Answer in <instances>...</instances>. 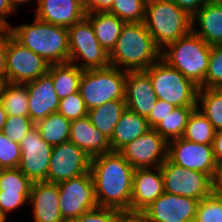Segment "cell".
<instances>
[{"mask_svg": "<svg viewBox=\"0 0 222 222\" xmlns=\"http://www.w3.org/2000/svg\"><path fill=\"white\" fill-rule=\"evenodd\" d=\"M199 88H222V45L211 46L208 70Z\"/></svg>", "mask_w": 222, "mask_h": 222, "instance_id": "36", "label": "cell"}, {"mask_svg": "<svg viewBox=\"0 0 222 222\" xmlns=\"http://www.w3.org/2000/svg\"><path fill=\"white\" fill-rule=\"evenodd\" d=\"M199 200L163 193L143 211L149 222H194Z\"/></svg>", "mask_w": 222, "mask_h": 222, "instance_id": "16", "label": "cell"}, {"mask_svg": "<svg viewBox=\"0 0 222 222\" xmlns=\"http://www.w3.org/2000/svg\"><path fill=\"white\" fill-rule=\"evenodd\" d=\"M197 109L213 125L215 131L222 130V88H199Z\"/></svg>", "mask_w": 222, "mask_h": 222, "instance_id": "30", "label": "cell"}, {"mask_svg": "<svg viewBox=\"0 0 222 222\" xmlns=\"http://www.w3.org/2000/svg\"><path fill=\"white\" fill-rule=\"evenodd\" d=\"M211 46L192 30L161 50V59L198 87L208 70Z\"/></svg>", "mask_w": 222, "mask_h": 222, "instance_id": "4", "label": "cell"}, {"mask_svg": "<svg viewBox=\"0 0 222 222\" xmlns=\"http://www.w3.org/2000/svg\"><path fill=\"white\" fill-rule=\"evenodd\" d=\"M13 13L16 11L11 7L9 0H0V28L8 29L11 26L6 19Z\"/></svg>", "mask_w": 222, "mask_h": 222, "instance_id": "46", "label": "cell"}, {"mask_svg": "<svg viewBox=\"0 0 222 222\" xmlns=\"http://www.w3.org/2000/svg\"><path fill=\"white\" fill-rule=\"evenodd\" d=\"M25 84L28 90L29 117L34 123L58 111L60 99L48 72Z\"/></svg>", "mask_w": 222, "mask_h": 222, "instance_id": "19", "label": "cell"}, {"mask_svg": "<svg viewBox=\"0 0 222 222\" xmlns=\"http://www.w3.org/2000/svg\"><path fill=\"white\" fill-rule=\"evenodd\" d=\"M213 155L215 160L222 158V130L216 131L213 140Z\"/></svg>", "mask_w": 222, "mask_h": 222, "instance_id": "48", "label": "cell"}, {"mask_svg": "<svg viewBox=\"0 0 222 222\" xmlns=\"http://www.w3.org/2000/svg\"><path fill=\"white\" fill-rule=\"evenodd\" d=\"M32 1L33 0H9V3L11 5V7L17 12V10H18V8L21 4L26 5V4H29V2H32ZM34 1H36V0H34Z\"/></svg>", "mask_w": 222, "mask_h": 222, "instance_id": "51", "label": "cell"}, {"mask_svg": "<svg viewBox=\"0 0 222 222\" xmlns=\"http://www.w3.org/2000/svg\"><path fill=\"white\" fill-rule=\"evenodd\" d=\"M32 183L18 168L0 172V193L30 194Z\"/></svg>", "mask_w": 222, "mask_h": 222, "instance_id": "33", "label": "cell"}, {"mask_svg": "<svg viewBox=\"0 0 222 222\" xmlns=\"http://www.w3.org/2000/svg\"><path fill=\"white\" fill-rule=\"evenodd\" d=\"M54 83V88L59 99L79 92L80 80L83 70L70 62L51 64L48 68Z\"/></svg>", "mask_w": 222, "mask_h": 222, "instance_id": "27", "label": "cell"}, {"mask_svg": "<svg viewBox=\"0 0 222 222\" xmlns=\"http://www.w3.org/2000/svg\"><path fill=\"white\" fill-rule=\"evenodd\" d=\"M161 59V49L142 22L125 23L114 49L110 65L124 71H145Z\"/></svg>", "mask_w": 222, "mask_h": 222, "instance_id": "2", "label": "cell"}, {"mask_svg": "<svg viewBox=\"0 0 222 222\" xmlns=\"http://www.w3.org/2000/svg\"><path fill=\"white\" fill-rule=\"evenodd\" d=\"M59 201L58 184L33 182L28 201L33 208V222H65L59 210Z\"/></svg>", "mask_w": 222, "mask_h": 222, "instance_id": "21", "label": "cell"}, {"mask_svg": "<svg viewBox=\"0 0 222 222\" xmlns=\"http://www.w3.org/2000/svg\"><path fill=\"white\" fill-rule=\"evenodd\" d=\"M213 184L216 190L222 187V158L216 161V170L213 176Z\"/></svg>", "mask_w": 222, "mask_h": 222, "instance_id": "49", "label": "cell"}, {"mask_svg": "<svg viewBox=\"0 0 222 222\" xmlns=\"http://www.w3.org/2000/svg\"><path fill=\"white\" fill-rule=\"evenodd\" d=\"M95 199L99 207L130 209L135 169L119 151L91 158Z\"/></svg>", "mask_w": 222, "mask_h": 222, "instance_id": "1", "label": "cell"}, {"mask_svg": "<svg viewBox=\"0 0 222 222\" xmlns=\"http://www.w3.org/2000/svg\"><path fill=\"white\" fill-rule=\"evenodd\" d=\"M85 18L91 23L99 44L110 54L125 22L108 11L86 13Z\"/></svg>", "mask_w": 222, "mask_h": 222, "instance_id": "25", "label": "cell"}, {"mask_svg": "<svg viewBox=\"0 0 222 222\" xmlns=\"http://www.w3.org/2000/svg\"><path fill=\"white\" fill-rule=\"evenodd\" d=\"M145 72L149 75L157 99L175 107H197L199 87L162 59Z\"/></svg>", "mask_w": 222, "mask_h": 222, "instance_id": "7", "label": "cell"}, {"mask_svg": "<svg viewBox=\"0 0 222 222\" xmlns=\"http://www.w3.org/2000/svg\"><path fill=\"white\" fill-rule=\"evenodd\" d=\"M113 2L114 0H84L85 12H107L113 5Z\"/></svg>", "mask_w": 222, "mask_h": 222, "instance_id": "45", "label": "cell"}, {"mask_svg": "<svg viewBox=\"0 0 222 222\" xmlns=\"http://www.w3.org/2000/svg\"><path fill=\"white\" fill-rule=\"evenodd\" d=\"M28 101L26 84L3 82L0 89V102L7 116L29 117Z\"/></svg>", "mask_w": 222, "mask_h": 222, "instance_id": "28", "label": "cell"}, {"mask_svg": "<svg viewBox=\"0 0 222 222\" xmlns=\"http://www.w3.org/2000/svg\"><path fill=\"white\" fill-rule=\"evenodd\" d=\"M7 113L4 109L2 103L0 102V132L3 131L4 125L6 123Z\"/></svg>", "mask_w": 222, "mask_h": 222, "instance_id": "50", "label": "cell"}, {"mask_svg": "<svg viewBox=\"0 0 222 222\" xmlns=\"http://www.w3.org/2000/svg\"><path fill=\"white\" fill-rule=\"evenodd\" d=\"M21 147L0 132V165L2 169L18 168L21 161Z\"/></svg>", "mask_w": 222, "mask_h": 222, "instance_id": "37", "label": "cell"}, {"mask_svg": "<svg viewBox=\"0 0 222 222\" xmlns=\"http://www.w3.org/2000/svg\"><path fill=\"white\" fill-rule=\"evenodd\" d=\"M192 31L210 46L222 45V5L217 0H208L192 17Z\"/></svg>", "mask_w": 222, "mask_h": 222, "instance_id": "23", "label": "cell"}, {"mask_svg": "<svg viewBox=\"0 0 222 222\" xmlns=\"http://www.w3.org/2000/svg\"><path fill=\"white\" fill-rule=\"evenodd\" d=\"M8 31L17 42L40 55L49 65L69 62L68 28L34 17V22L10 26Z\"/></svg>", "mask_w": 222, "mask_h": 222, "instance_id": "3", "label": "cell"}, {"mask_svg": "<svg viewBox=\"0 0 222 222\" xmlns=\"http://www.w3.org/2000/svg\"><path fill=\"white\" fill-rule=\"evenodd\" d=\"M68 33L70 63L82 70L110 66L109 54L99 44L91 23L86 18L70 26Z\"/></svg>", "mask_w": 222, "mask_h": 222, "instance_id": "8", "label": "cell"}, {"mask_svg": "<svg viewBox=\"0 0 222 222\" xmlns=\"http://www.w3.org/2000/svg\"><path fill=\"white\" fill-rule=\"evenodd\" d=\"M176 107L164 100L157 99L156 104L149 116L146 118L150 129H154L162 120Z\"/></svg>", "mask_w": 222, "mask_h": 222, "instance_id": "42", "label": "cell"}, {"mask_svg": "<svg viewBox=\"0 0 222 222\" xmlns=\"http://www.w3.org/2000/svg\"><path fill=\"white\" fill-rule=\"evenodd\" d=\"M30 194L0 193V210L7 217L8 213L21 208L29 201Z\"/></svg>", "mask_w": 222, "mask_h": 222, "instance_id": "41", "label": "cell"}, {"mask_svg": "<svg viewBox=\"0 0 222 222\" xmlns=\"http://www.w3.org/2000/svg\"><path fill=\"white\" fill-rule=\"evenodd\" d=\"M6 61L4 82L25 84L48 72L49 64L29 48L22 46L5 29Z\"/></svg>", "mask_w": 222, "mask_h": 222, "instance_id": "9", "label": "cell"}, {"mask_svg": "<svg viewBox=\"0 0 222 222\" xmlns=\"http://www.w3.org/2000/svg\"><path fill=\"white\" fill-rule=\"evenodd\" d=\"M150 130L147 119L126 109L109 139L111 151H120L128 143Z\"/></svg>", "mask_w": 222, "mask_h": 222, "instance_id": "24", "label": "cell"}, {"mask_svg": "<svg viewBox=\"0 0 222 222\" xmlns=\"http://www.w3.org/2000/svg\"><path fill=\"white\" fill-rule=\"evenodd\" d=\"M35 127L30 117L7 116L3 133L12 141L20 144L24 136Z\"/></svg>", "mask_w": 222, "mask_h": 222, "instance_id": "38", "label": "cell"}, {"mask_svg": "<svg viewBox=\"0 0 222 222\" xmlns=\"http://www.w3.org/2000/svg\"><path fill=\"white\" fill-rule=\"evenodd\" d=\"M157 101L149 75L145 71H127L125 102L127 109L147 118Z\"/></svg>", "mask_w": 222, "mask_h": 222, "instance_id": "20", "label": "cell"}, {"mask_svg": "<svg viewBox=\"0 0 222 222\" xmlns=\"http://www.w3.org/2000/svg\"><path fill=\"white\" fill-rule=\"evenodd\" d=\"M160 166L135 169L130 209L143 211L164 193Z\"/></svg>", "mask_w": 222, "mask_h": 222, "instance_id": "17", "label": "cell"}, {"mask_svg": "<svg viewBox=\"0 0 222 222\" xmlns=\"http://www.w3.org/2000/svg\"><path fill=\"white\" fill-rule=\"evenodd\" d=\"M35 17L69 28L86 17L84 0H37Z\"/></svg>", "mask_w": 222, "mask_h": 222, "instance_id": "18", "label": "cell"}, {"mask_svg": "<svg viewBox=\"0 0 222 222\" xmlns=\"http://www.w3.org/2000/svg\"><path fill=\"white\" fill-rule=\"evenodd\" d=\"M146 2L147 0H114L108 12L125 23L142 22L145 19Z\"/></svg>", "mask_w": 222, "mask_h": 222, "instance_id": "34", "label": "cell"}, {"mask_svg": "<svg viewBox=\"0 0 222 222\" xmlns=\"http://www.w3.org/2000/svg\"><path fill=\"white\" fill-rule=\"evenodd\" d=\"M69 141L91 158L111 152L109 139L93 126L88 116L71 121Z\"/></svg>", "mask_w": 222, "mask_h": 222, "instance_id": "22", "label": "cell"}, {"mask_svg": "<svg viewBox=\"0 0 222 222\" xmlns=\"http://www.w3.org/2000/svg\"><path fill=\"white\" fill-rule=\"evenodd\" d=\"M144 23L161 50L192 30V17L171 0H147Z\"/></svg>", "mask_w": 222, "mask_h": 222, "instance_id": "5", "label": "cell"}, {"mask_svg": "<svg viewBox=\"0 0 222 222\" xmlns=\"http://www.w3.org/2000/svg\"><path fill=\"white\" fill-rule=\"evenodd\" d=\"M176 6L184 10L189 16L193 17L208 0H171Z\"/></svg>", "mask_w": 222, "mask_h": 222, "instance_id": "44", "label": "cell"}, {"mask_svg": "<svg viewBox=\"0 0 222 222\" xmlns=\"http://www.w3.org/2000/svg\"><path fill=\"white\" fill-rule=\"evenodd\" d=\"M6 61V49H5V29L0 28V79L4 81Z\"/></svg>", "mask_w": 222, "mask_h": 222, "instance_id": "47", "label": "cell"}, {"mask_svg": "<svg viewBox=\"0 0 222 222\" xmlns=\"http://www.w3.org/2000/svg\"><path fill=\"white\" fill-rule=\"evenodd\" d=\"M3 82L4 81L2 79H0V89H1V86H2Z\"/></svg>", "mask_w": 222, "mask_h": 222, "instance_id": "53", "label": "cell"}, {"mask_svg": "<svg viewBox=\"0 0 222 222\" xmlns=\"http://www.w3.org/2000/svg\"><path fill=\"white\" fill-rule=\"evenodd\" d=\"M167 151L168 142L150 129L119 152L134 169H138L161 166L167 160Z\"/></svg>", "mask_w": 222, "mask_h": 222, "instance_id": "15", "label": "cell"}, {"mask_svg": "<svg viewBox=\"0 0 222 222\" xmlns=\"http://www.w3.org/2000/svg\"><path fill=\"white\" fill-rule=\"evenodd\" d=\"M115 222H149L147 215L141 210L115 209Z\"/></svg>", "mask_w": 222, "mask_h": 222, "instance_id": "43", "label": "cell"}, {"mask_svg": "<svg viewBox=\"0 0 222 222\" xmlns=\"http://www.w3.org/2000/svg\"><path fill=\"white\" fill-rule=\"evenodd\" d=\"M21 161L18 169L32 182L47 181L53 146L45 142L36 126L20 142Z\"/></svg>", "mask_w": 222, "mask_h": 222, "instance_id": "13", "label": "cell"}, {"mask_svg": "<svg viewBox=\"0 0 222 222\" xmlns=\"http://www.w3.org/2000/svg\"><path fill=\"white\" fill-rule=\"evenodd\" d=\"M167 159L180 167L206 173L212 179L216 170L213 146L195 143L183 137L168 142Z\"/></svg>", "mask_w": 222, "mask_h": 222, "instance_id": "14", "label": "cell"}, {"mask_svg": "<svg viewBox=\"0 0 222 222\" xmlns=\"http://www.w3.org/2000/svg\"><path fill=\"white\" fill-rule=\"evenodd\" d=\"M215 132L213 125L196 108L188 117L183 138L199 144L212 145Z\"/></svg>", "mask_w": 222, "mask_h": 222, "instance_id": "32", "label": "cell"}, {"mask_svg": "<svg viewBox=\"0 0 222 222\" xmlns=\"http://www.w3.org/2000/svg\"><path fill=\"white\" fill-rule=\"evenodd\" d=\"M58 187L59 210L65 222H71L98 206L91 171L58 183Z\"/></svg>", "mask_w": 222, "mask_h": 222, "instance_id": "11", "label": "cell"}, {"mask_svg": "<svg viewBox=\"0 0 222 222\" xmlns=\"http://www.w3.org/2000/svg\"><path fill=\"white\" fill-rule=\"evenodd\" d=\"M71 121L58 112L35 123L42 139L51 146L69 141Z\"/></svg>", "mask_w": 222, "mask_h": 222, "instance_id": "29", "label": "cell"}, {"mask_svg": "<svg viewBox=\"0 0 222 222\" xmlns=\"http://www.w3.org/2000/svg\"><path fill=\"white\" fill-rule=\"evenodd\" d=\"M194 222H222V193L215 190L198 203Z\"/></svg>", "mask_w": 222, "mask_h": 222, "instance_id": "35", "label": "cell"}, {"mask_svg": "<svg viewBox=\"0 0 222 222\" xmlns=\"http://www.w3.org/2000/svg\"><path fill=\"white\" fill-rule=\"evenodd\" d=\"M91 157L73 142L54 146L50 157L47 182L61 183L90 171Z\"/></svg>", "mask_w": 222, "mask_h": 222, "instance_id": "12", "label": "cell"}, {"mask_svg": "<svg viewBox=\"0 0 222 222\" xmlns=\"http://www.w3.org/2000/svg\"><path fill=\"white\" fill-rule=\"evenodd\" d=\"M127 71L114 66L83 70L79 93L88 110L113 100H125Z\"/></svg>", "mask_w": 222, "mask_h": 222, "instance_id": "6", "label": "cell"}, {"mask_svg": "<svg viewBox=\"0 0 222 222\" xmlns=\"http://www.w3.org/2000/svg\"><path fill=\"white\" fill-rule=\"evenodd\" d=\"M58 113L70 121L88 116V109L79 92L73 93L60 100Z\"/></svg>", "mask_w": 222, "mask_h": 222, "instance_id": "39", "label": "cell"}, {"mask_svg": "<svg viewBox=\"0 0 222 222\" xmlns=\"http://www.w3.org/2000/svg\"><path fill=\"white\" fill-rule=\"evenodd\" d=\"M71 222H115V209L97 206Z\"/></svg>", "mask_w": 222, "mask_h": 222, "instance_id": "40", "label": "cell"}, {"mask_svg": "<svg viewBox=\"0 0 222 222\" xmlns=\"http://www.w3.org/2000/svg\"><path fill=\"white\" fill-rule=\"evenodd\" d=\"M8 218L0 210V222H7Z\"/></svg>", "mask_w": 222, "mask_h": 222, "instance_id": "52", "label": "cell"}, {"mask_svg": "<svg viewBox=\"0 0 222 222\" xmlns=\"http://www.w3.org/2000/svg\"><path fill=\"white\" fill-rule=\"evenodd\" d=\"M126 109L125 100H113L88 110V117L93 126L110 139L117 122Z\"/></svg>", "mask_w": 222, "mask_h": 222, "instance_id": "26", "label": "cell"}, {"mask_svg": "<svg viewBox=\"0 0 222 222\" xmlns=\"http://www.w3.org/2000/svg\"><path fill=\"white\" fill-rule=\"evenodd\" d=\"M165 193L202 200L216 189L213 179L206 173L186 169L168 159L160 166Z\"/></svg>", "mask_w": 222, "mask_h": 222, "instance_id": "10", "label": "cell"}, {"mask_svg": "<svg viewBox=\"0 0 222 222\" xmlns=\"http://www.w3.org/2000/svg\"><path fill=\"white\" fill-rule=\"evenodd\" d=\"M197 107H176L154 130L167 142L183 137L189 115Z\"/></svg>", "mask_w": 222, "mask_h": 222, "instance_id": "31", "label": "cell"}]
</instances>
